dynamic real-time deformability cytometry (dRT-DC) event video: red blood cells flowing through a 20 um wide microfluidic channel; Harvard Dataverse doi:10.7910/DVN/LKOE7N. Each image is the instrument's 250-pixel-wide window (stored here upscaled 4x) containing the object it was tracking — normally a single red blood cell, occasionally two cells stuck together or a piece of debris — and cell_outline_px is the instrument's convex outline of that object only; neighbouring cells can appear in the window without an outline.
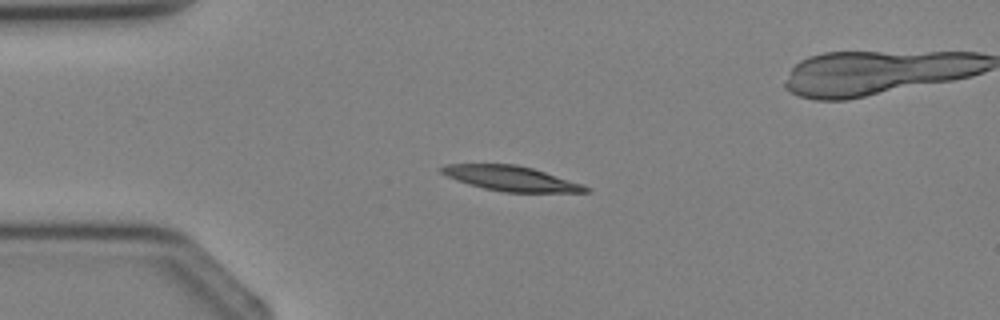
{"species": "Egyptian fruit bat (a non-hibernating species)", "species_latin": "Rousettus aegyptiacus", "temperature_condition": "cold", "stored_images_in_passage": 4, "camera_frame_rate_fps": 3000, "um_per_image_px": 0.085, "animal": {"sex": "female"}, "frame": {"image": 1, "passage_image": 2, "time_ms": 1.333, "image_size_px": [1000, 320], "cell_outline_px": [[592, 192], [504, 192], [484, 188], [468, 184], [456, 180], [440, 172], [440, 168], [448, 164], [516, 164], [532, 168], [584, 184], [592, 188]], "centroid_in_image_um": [43.49, 15.17], "position_along_channel_um": 41.5, "area_um2": 20.92}}